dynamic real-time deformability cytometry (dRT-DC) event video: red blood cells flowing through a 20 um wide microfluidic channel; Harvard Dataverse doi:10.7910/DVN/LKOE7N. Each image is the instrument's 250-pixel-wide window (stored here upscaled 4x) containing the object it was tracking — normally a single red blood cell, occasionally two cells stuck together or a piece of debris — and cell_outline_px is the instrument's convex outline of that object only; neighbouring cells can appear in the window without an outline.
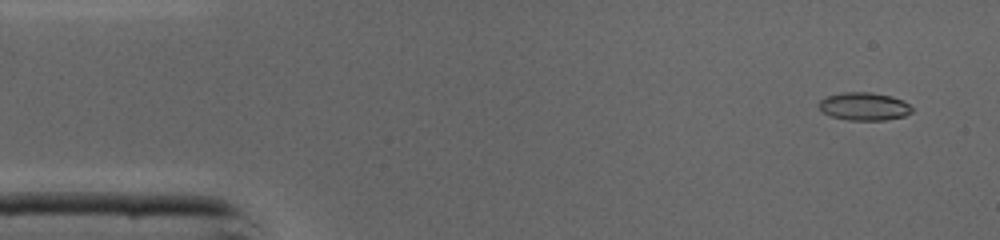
{"species": "common noctule bat (a hibernating species)", "species_latin": "Nyctalus noctula", "temperature_condition": "cold", "stored_images_in_passage": 46, "camera_frame_rate_fps": 3000, "um_per_image_px": 0.085, "animal": {"sex": "male", "body_mass_g": 19.0, "forearm_length_mm": 50.8}, "frame": {"image": 1, "passage_image": 3, "time_ms": 0.667, "image_size_px": [1000, 240], "cell_outline_px": [[912, 112], [904, 116], [884, 120], [848, 120], [828, 116], [816, 104], [820, 100], [828, 96], [844, 92], [868, 92], [892, 96], [904, 100], [912, 108]], "centroid_in_image_um": [73.44, 9.05], "position_along_channel_um": 11.6, "area_um2": 15.2}}
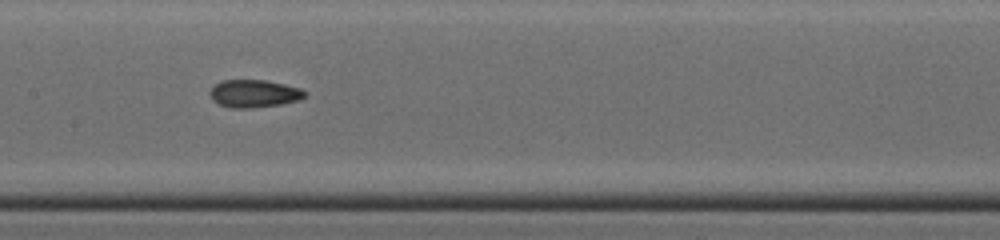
{"frame": {"image": 2, "passage_image": 22, "time_ms": 7.0, "image_size_px": [1000, 240], "cell_outline_px": [[308, 92], [300, 100], [280, 104], [252, 108], [228, 108], [212, 100], [212, 88], [216, 84], [224, 80], [264, 80], [284, 84], [300, 88]], "centroid_in_image_um": [21.63, 7.96], "position_along_channel_um": 185.8, "area_um2": 15.14}}
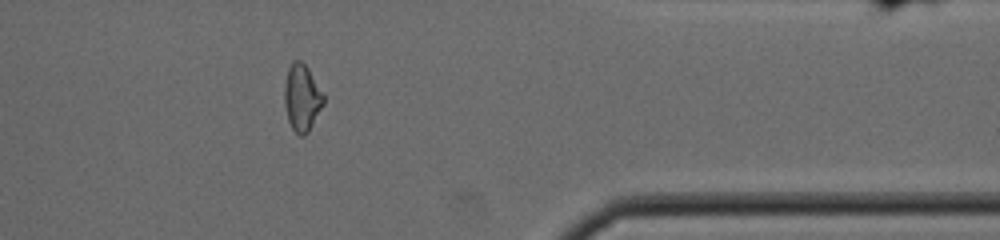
{"frame": {"image": 3, "passage_image": 37, "time_ms": 12.0, "image_size_px": [1000, 240], "cell_outline_px": [[324, 104], [308, 132], [304, 136], [300, 136], [292, 128], [288, 120], [284, 104], [284, 84], [288, 68], [292, 60], [300, 60], [308, 68], [324, 96]], "centroid_in_image_um": [25.65, 8.3], "position_along_channel_um": 385.8, "area_um2": 15.2}, "authors_computed_cell_mechanics": {"area_um2": 15.2014, "velocity_mm_per_s": 4.3937, "shape_relaxation_time_tau1_ms": 8.4694, "shape_relaxation_time_tau2_ms": 2.4101, "deformation_change_tau1": 0.2075, "deformation_change_tau2": 0.074}}